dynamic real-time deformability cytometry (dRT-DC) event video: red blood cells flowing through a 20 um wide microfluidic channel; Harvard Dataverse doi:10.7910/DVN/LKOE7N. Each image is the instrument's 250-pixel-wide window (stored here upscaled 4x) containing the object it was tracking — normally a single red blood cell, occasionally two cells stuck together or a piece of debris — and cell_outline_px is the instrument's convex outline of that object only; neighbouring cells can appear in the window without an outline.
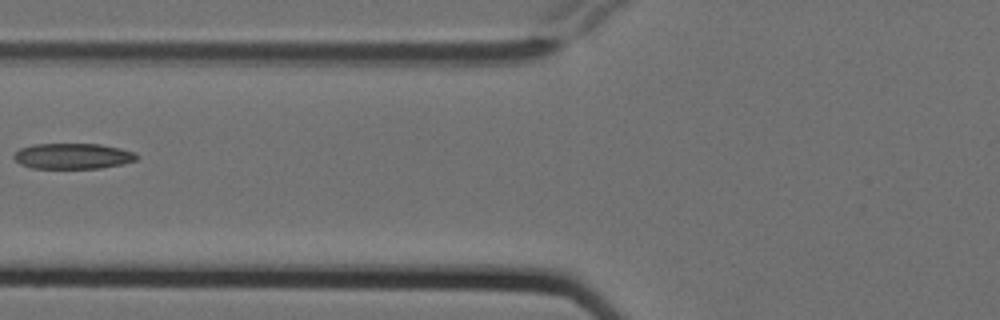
{"species": "Egyptian fruit bat (a non-hibernating species)", "species_latin": "Rousettus aegyptiacus", "temperature_condition": "cold", "stored_images_in_passage": 3, "camera_frame_rate_fps": 3000, "um_per_image_px": 0.085, "animal": {"sex": "female"}, "frame": {"image": 1, "passage_image": 2, "time_ms": 0.333, "image_size_px": [1000, 320], "cell_outline_px": [[140, 156], [136, 160], [124, 164], [100, 168], [32, 168], [20, 164], [12, 156], [20, 148], [32, 144], [100, 144], [120, 148], [136, 152]], "centroid_in_image_um": [6.22, 13.26], "position_along_channel_um": 119.6, "area_um2": 18.5}}
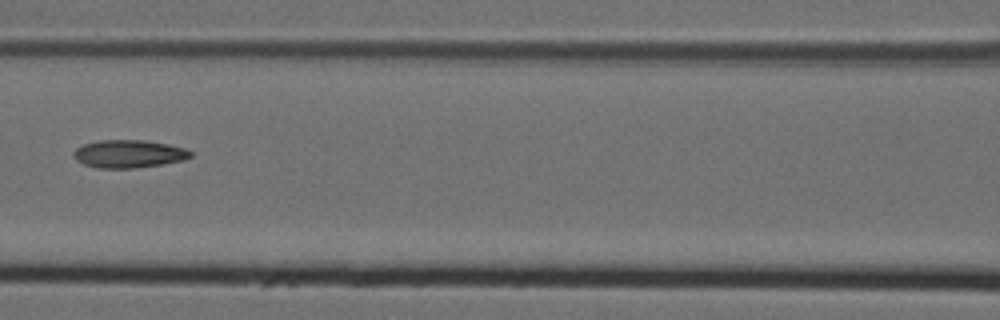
{"frame": {"image": 2, "passage_image": 3, "time_ms": 0.667, "image_size_px": [1000, 320], "cell_outline_px": [[192, 156], [184, 160], [160, 164], [132, 168], [96, 168], [84, 164], [76, 160], [72, 152], [76, 148], [84, 144], [100, 140], [144, 140], [168, 144], [184, 148], [192, 152]], "centroid_in_image_um": [10.93, 13.07], "position_along_channel_um": 155.7, "area_um2": 18.9}}